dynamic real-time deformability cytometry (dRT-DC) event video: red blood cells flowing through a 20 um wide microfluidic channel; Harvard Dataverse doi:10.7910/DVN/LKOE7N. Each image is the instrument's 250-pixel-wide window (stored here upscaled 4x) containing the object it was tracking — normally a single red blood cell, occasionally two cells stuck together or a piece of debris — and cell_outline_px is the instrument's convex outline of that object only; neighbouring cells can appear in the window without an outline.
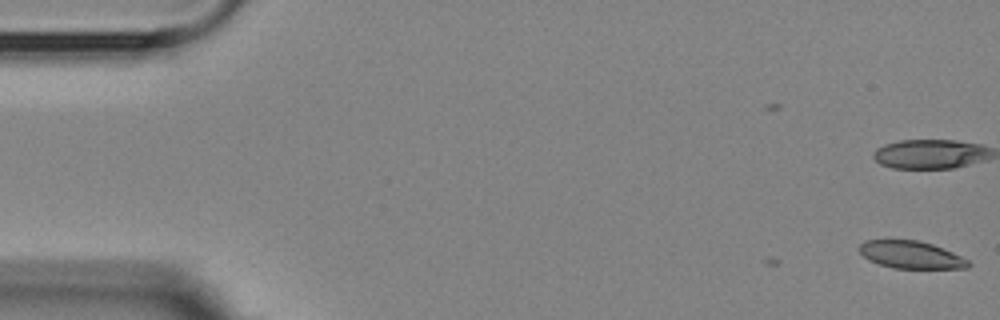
{"species": "Egyptian fruit bat (a non-hibernating species)", "species_latin": "Rousettus aegyptiacus", "temperature_condition": "room temperature", "stored_images_in_passage": 2, "camera_frame_rate_fps": 3000, "um_per_image_px": 0.085, "animal": {"sex": "female"}, "frame": {"image": 1, "passage_image": 2, "time_ms": 1.333, "image_size_px": [1000, 320], "cell_outline_px": [[972, 264], [968, 268], [892, 268], [868, 260], [860, 252], [860, 244], [864, 240], [916, 240], [932, 244], [952, 252], [968, 260]], "centroid_in_image_um": [77.43, 21.66], "position_along_channel_um": 7.6, "area_um2": 17.28}}